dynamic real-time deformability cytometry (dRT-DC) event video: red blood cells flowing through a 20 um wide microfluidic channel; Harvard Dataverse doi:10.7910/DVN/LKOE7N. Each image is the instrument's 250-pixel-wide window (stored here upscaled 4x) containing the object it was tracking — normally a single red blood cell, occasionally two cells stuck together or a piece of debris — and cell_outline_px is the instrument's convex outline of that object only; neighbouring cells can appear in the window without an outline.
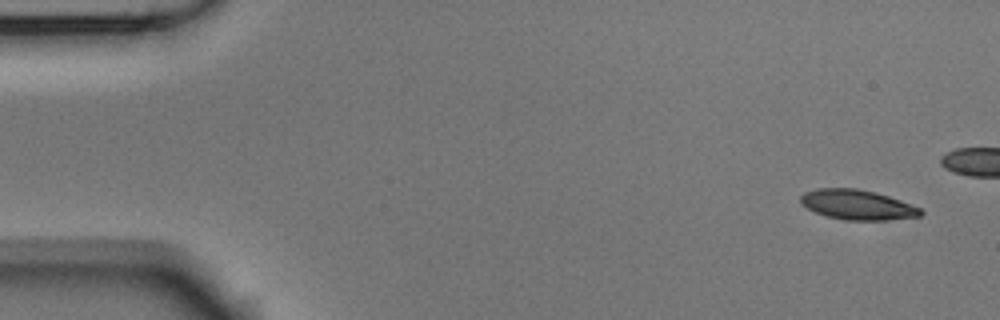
{"species": "Egyptian fruit bat (a non-hibernating species)", "species_latin": "Rousettus aegyptiacus", "temperature_condition": "room temperature", "stored_images_in_passage": 6, "camera_frame_rate_fps": 3000, "um_per_image_px": 0.085, "animal": {"sex": "male"}, "frame": {"image": 1, "passage_image": 1, "time_ms": 0.0, "image_size_px": [1000, 320], "cell_outline_px": [[924, 212], [920, 216], [888, 220], [844, 220], [828, 216], [816, 212], [800, 204], [800, 196], [804, 192], [816, 188], [856, 188], [876, 192], [900, 200], [920, 208]], "centroid_in_image_um": [72.86, 17.4], "position_along_channel_um": 12.1, "area_um2": 20.92}}